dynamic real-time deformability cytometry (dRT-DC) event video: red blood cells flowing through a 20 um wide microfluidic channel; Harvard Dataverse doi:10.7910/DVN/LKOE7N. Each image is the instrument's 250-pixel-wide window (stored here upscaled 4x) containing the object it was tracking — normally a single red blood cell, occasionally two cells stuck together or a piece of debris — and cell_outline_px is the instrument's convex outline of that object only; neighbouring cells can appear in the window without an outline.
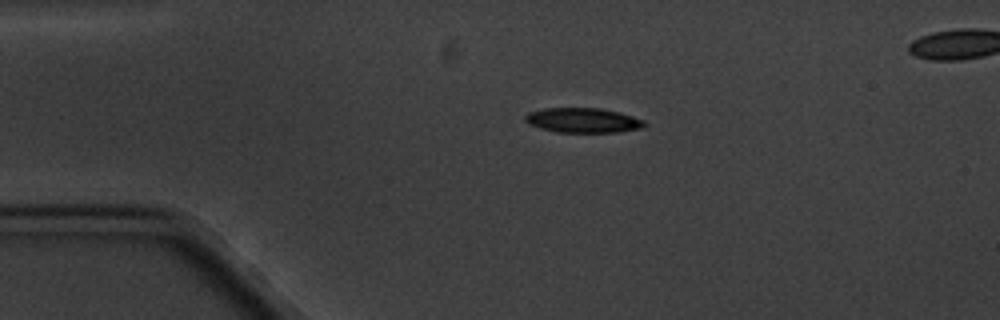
{"species": "common noctule bat (a hibernating species)", "species_latin": "Nyctalus noctula", "temperature_condition": "cold", "stored_images_in_passage": 5, "segment_of_instrument_passage": [1, 2], "camera_frame_rate_fps": 3000, "um_per_image_px": 0.085, "animal": {"sex": "male", "body_mass_g": 20.1, "forearm_length_mm": 53.5}, "frame": {"image": 1, "passage_image": 3, "time_ms": 2.333, "image_size_px": [1000, 320], "cell_outline_px": [[648, 124], [640, 128], [616, 132], [556, 132], [540, 128], [528, 124], [524, 120], [524, 116], [528, 112], [544, 108], [600, 108], [620, 112], [644, 120]], "centroid_in_image_um": [49.52, 10.22], "position_along_channel_um": 35.5, "area_um2": 17.28}}